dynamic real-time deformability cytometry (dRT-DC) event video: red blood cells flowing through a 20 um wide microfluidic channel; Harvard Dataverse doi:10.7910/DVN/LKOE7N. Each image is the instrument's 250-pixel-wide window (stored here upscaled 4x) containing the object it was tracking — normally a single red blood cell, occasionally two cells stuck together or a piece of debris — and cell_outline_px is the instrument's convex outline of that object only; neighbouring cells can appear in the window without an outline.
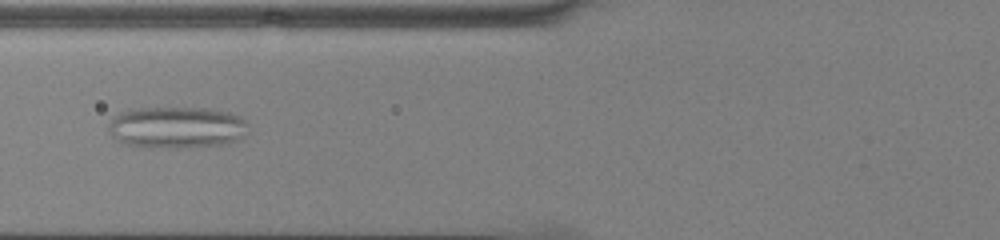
{"species": "common noctule bat (a hibernating species)", "species_latin": "Nyctalus noctula", "temperature_condition": "cold", "stored_images_in_passage": 24, "camera_frame_rate_fps": 3000, "um_per_image_px": 0.085, "animal": {"sex": "male", "body_mass_g": 13.0, "forearm_length_mm": 53.1}, "frame": {"image": 1, "passage_image": 5, "time_ms": 1.333, "image_size_px": [1000, 240], "cell_outline_px": [[248, 124], [244, 136], [228, 144], [176, 148], [140, 148], [116, 140], [112, 136], [108, 128], [108, 124], [120, 112], [132, 108], [212, 108], [228, 112], [240, 116]], "centroid_in_image_um": [15.01, 10.84], "position_along_channel_um": 110.8, "area_um2": 34.33}}
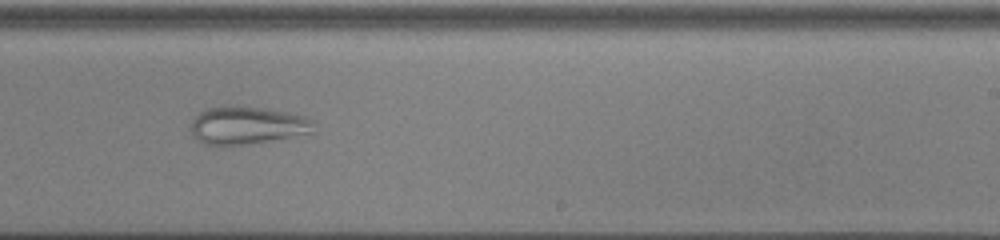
{"frame": {"image": 2, "passage_image": 17, "time_ms": 5.333, "image_size_px": [1000, 240], "cell_outline_px": [[312, 132], [248, 144], [204, 144], [192, 132], [192, 120], [204, 108], [224, 104], [236, 104], [264, 108], [308, 116], [312, 120]], "centroid_in_image_um": [20.98, 10.6], "position_along_channel_um": 268.0, "area_um2": 26.88}}